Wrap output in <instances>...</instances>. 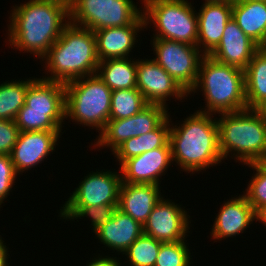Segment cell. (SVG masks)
<instances>
[{
    "label": "cell",
    "mask_w": 266,
    "mask_h": 266,
    "mask_svg": "<svg viewBox=\"0 0 266 266\" xmlns=\"http://www.w3.org/2000/svg\"><path fill=\"white\" fill-rule=\"evenodd\" d=\"M12 10L7 41L41 60L70 23L69 0H29Z\"/></svg>",
    "instance_id": "cell-1"
},
{
    "label": "cell",
    "mask_w": 266,
    "mask_h": 266,
    "mask_svg": "<svg viewBox=\"0 0 266 266\" xmlns=\"http://www.w3.org/2000/svg\"><path fill=\"white\" fill-rule=\"evenodd\" d=\"M213 115L196 110L184 119L183 124L170 127L172 160L186 173H198L223 160L219 147L218 118Z\"/></svg>",
    "instance_id": "cell-2"
},
{
    "label": "cell",
    "mask_w": 266,
    "mask_h": 266,
    "mask_svg": "<svg viewBox=\"0 0 266 266\" xmlns=\"http://www.w3.org/2000/svg\"><path fill=\"white\" fill-rule=\"evenodd\" d=\"M44 60L47 74L51 73L49 77H42L45 80L65 84L95 74L99 59L94 32L69 23L59 39L50 47L42 61Z\"/></svg>",
    "instance_id": "cell-3"
},
{
    "label": "cell",
    "mask_w": 266,
    "mask_h": 266,
    "mask_svg": "<svg viewBox=\"0 0 266 266\" xmlns=\"http://www.w3.org/2000/svg\"><path fill=\"white\" fill-rule=\"evenodd\" d=\"M201 89L206 108L197 111L220 114L247 109L244 70L220 63L205 55L200 63L197 82L191 92ZM207 110V111H206Z\"/></svg>",
    "instance_id": "cell-4"
},
{
    "label": "cell",
    "mask_w": 266,
    "mask_h": 266,
    "mask_svg": "<svg viewBox=\"0 0 266 266\" xmlns=\"http://www.w3.org/2000/svg\"><path fill=\"white\" fill-rule=\"evenodd\" d=\"M220 114L217 124L223 159L231 152V158L247 165L266 154V122L255 109Z\"/></svg>",
    "instance_id": "cell-5"
},
{
    "label": "cell",
    "mask_w": 266,
    "mask_h": 266,
    "mask_svg": "<svg viewBox=\"0 0 266 266\" xmlns=\"http://www.w3.org/2000/svg\"><path fill=\"white\" fill-rule=\"evenodd\" d=\"M112 90L97 73L65 83V117L103 130L109 121Z\"/></svg>",
    "instance_id": "cell-6"
},
{
    "label": "cell",
    "mask_w": 266,
    "mask_h": 266,
    "mask_svg": "<svg viewBox=\"0 0 266 266\" xmlns=\"http://www.w3.org/2000/svg\"><path fill=\"white\" fill-rule=\"evenodd\" d=\"M143 4L145 27L152 22L157 30L152 38L197 46V13L191 3L187 0H149Z\"/></svg>",
    "instance_id": "cell-7"
},
{
    "label": "cell",
    "mask_w": 266,
    "mask_h": 266,
    "mask_svg": "<svg viewBox=\"0 0 266 266\" xmlns=\"http://www.w3.org/2000/svg\"><path fill=\"white\" fill-rule=\"evenodd\" d=\"M133 2V0H69V20L76 26L92 31L131 25L142 14V10Z\"/></svg>",
    "instance_id": "cell-8"
},
{
    "label": "cell",
    "mask_w": 266,
    "mask_h": 266,
    "mask_svg": "<svg viewBox=\"0 0 266 266\" xmlns=\"http://www.w3.org/2000/svg\"><path fill=\"white\" fill-rule=\"evenodd\" d=\"M153 60L159 64L189 95L199 74L200 63L205 54L198 46L186 43L154 38L152 41Z\"/></svg>",
    "instance_id": "cell-9"
},
{
    "label": "cell",
    "mask_w": 266,
    "mask_h": 266,
    "mask_svg": "<svg viewBox=\"0 0 266 266\" xmlns=\"http://www.w3.org/2000/svg\"><path fill=\"white\" fill-rule=\"evenodd\" d=\"M167 107L148 104L136 115L129 118L109 120L94 147H110L112 152L124 141L155 130L167 117Z\"/></svg>",
    "instance_id": "cell-10"
},
{
    "label": "cell",
    "mask_w": 266,
    "mask_h": 266,
    "mask_svg": "<svg viewBox=\"0 0 266 266\" xmlns=\"http://www.w3.org/2000/svg\"><path fill=\"white\" fill-rule=\"evenodd\" d=\"M182 208L162 197L144 223L143 233L163 243L185 240L190 233V216Z\"/></svg>",
    "instance_id": "cell-11"
},
{
    "label": "cell",
    "mask_w": 266,
    "mask_h": 266,
    "mask_svg": "<svg viewBox=\"0 0 266 266\" xmlns=\"http://www.w3.org/2000/svg\"><path fill=\"white\" fill-rule=\"evenodd\" d=\"M121 173L96 171L87 174L63 206L118 205Z\"/></svg>",
    "instance_id": "cell-12"
},
{
    "label": "cell",
    "mask_w": 266,
    "mask_h": 266,
    "mask_svg": "<svg viewBox=\"0 0 266 266\" xmlns=\"http://www.w3.org/2000/svg\"><path fill=\"white\" fill-rule=\"evenodd\" d=\"M137 89L148 104L167 106L166 100L175 96L176 100L188 94L153 59H137ZM186 96V97H185Z\"/></svg>",
    "instance_id": "cell-13"
},
{
    "label": "cell",
    "mask_w": 266,
    "mask_h": 266,
    "mask_svg": "<svg viewBox=\"0 0 266 266\" xmlns=\"http://www.w3.org/2000/svg\"><path fill=\"white\" fill-rule=\"evenodd\" d=\"M172 160L171 146L168 142L164 147L142 153L125 160L121 166V179L124 183L159 185L160 177L170 167Z\"/></svg>",
    "instance_id": "cell-14"
},
{
    "label": "cell",
    "mask_w": 266,
    "mask_h": 266,
    "mask_svg": "<svg viewBox=\"0 0 266 266\" xmlns=\"http://www.w3.org/2000/svg\"><path fill=\"white\" fill-rule=\"evenodd\" d=\"M61 131L20 132L10 157L17 174L42 163L58 145Z\"/></svg>",
    "instance_id": "cell-15"
},
{
    "label": "cell",
    "mask_w": 266,
    "mask_h": 266,
    "mask_svg": "<svg viewBox=\"0 0 266 266\" xmlns=\"http://www.w3.org/2000/svg\"><path fill=\"white\" fill-rule=\"evenodd\" d=\"M65 84L34 78L25 96V105L19 111L47 112L61 129L65 117Z\"/></svg>",
    "instance_id": "cell-16"
},
{
    "label": "cell",
    "mask_w": 266,
    "mask_h": 266,
    "mask_svg": "<svg viewBox=\"0 0 266 266\" xmlns=\"http://www.w3.org/2000/svg\"><path fill=\"white\" fill-rule=\"evenodd\" d=\"M260 47L231 18L218 46L209 54L216 61L245 69Z\"/></svg>",
    "instance_id": "cell-17"
},
{
    "label": "cell",
    "mask_w": 266,
    "mask_h": 266,
    "mask_svg": "<svg viewBox=\"0 0 266 266\" xmlns=\"http://www.w3.org/2000/svg\"><path fill=\"white\" fill-rule=\"evenodd\" d=\"M255 220L259 221L260 217L249 204L247 198L244 195L234 197L225 201L221 206L213 223L211 238L223 240L228 237H236Z\"/></svg>",
    "instance_id": "cell-18"
},
{
    "label": "cell",
    "mask_w": 266,
    "mask_h": 266,
    "mask_svg": "<svg viewBox=\"0 0 266 266\" xmlns=\"http://www.w3.org/2000/svg\"><path fill=\"white\" fill-rule=\"evenodd\" d=\"M200 9L196 12L197 46L205 55H209L220 43L226 23L232 18V4L205 1Z\"/></svg>",
    "instance_id": "cell-19"
},
{
    "label": "cell",
    "mask_w": 266,
    "mask_h": 266,
    "mask_svg": "<svg viewBox=\"0 0 266 266\" xmlns=\"http://www.w3.org/2000/svg\"><path fill=\"white\" fill-rule=\"evenodd\" d=\"M144 17L141 14L131 25L99 29L94 32L96 53L99 61L116 58H128L134 44L138 42L136 35L144 29Z\"/></svg>",
    "instance_id": "cell-20"
},
{
    "label": "cell",
    "mask_w": 266,
    "mask_h": 266,
    "mask_svg": "<svg viewBox=\"0 0 266 266\" xmlns=\"http://www.w3.org/2000/svg\"><path fill=\"white\" fill-rule=\"evenodd\" d=\"M161 199L160 185L121 182L117 208L143 226Z\"/></svg>",
    "instance_id": "cell-21"
},
{
    "label": "cell",
    "mask_w": 266,
    "mask_h": 266,
    "mask_svg": "<svg viewBox=\"0 0 266 266\" xmlns=\"http://www.w3.org/2000/svg\"><path fill=\"white\" fill-rule=\"evenodd\" d=\"M94 233L110 250L122 252L124 255L125 251L143 234V226L116 208L112 218Z\"/></svg>",
    "instance_id": "cell-22"
},
{
    "label": "cell",
    "mask_w": 266,
    "mask_h": 266,
    "mask_svg": "<svg viewBox=\"0 0 266 266\" xmlns=\"http://www.w3.org/2000/svg\"><path fill=\"white\" fill-rule=\"evenodd\" d=\"M232 18L259 47H266V1L235 0Z\"/></svg>",
    "instance_id": "cell-23"
},
{
    "label": "cell",
    "mask_w": 266,
    "mask_h": 266,
    "mask_svg": "<svg viewBox=\"0 0 266 266\" xmlns=\"http://www.w3.org/2000/svg\"><path fill=\"white\" fill-rule=\"evenodd\" d=\"M170 120L169 114L155 130L138 137L129 138L119 145L112 153L117 158L119 165L131 157L164 147L169 142Z\"/></svg>",
    "instance_id": "cell-24"
},
{
    "label": "cell",
    "mask_w": 266,
    "mask_h": 266,
    "mask_svg": "<svg viewBox=\"0 0 266 266\" xmlns=\"http://www.w3.org/2000/svg\"><path fill=\"white\" fill-rule=\"evenodd\" d=\"M116 58L99 61L97 75L112 90L137 88V60Z\"/></svg>",
    "instance_id": "cell-25"
},
{
    "label": "cell",
    "mask_w": 266,
    "mask_h": 266,
    "mask_svg": "<svg viewBox=\"0 0 266 266\" xmlns=\"http://www.w3.org/2000/svg\"><path fill=\"white\" fill-rule=\"evenodd\" d=\"M247 108L255 109L266 99V47H260L244 69Z\"/></svg>",
    "instance_id": "cell-26"
},
{
    "label": "cell",
    "mask_w": 266,
    "mask_h": 266,
    "mask_svg": "<svg viewBox=\"0 0 266 266\" xmlns=\"http://www.w3.org/2000/svg\"><path fill=\"white\" fill-rule=\"evenodd\" d=\"M33 80H11L0 85V120H15L18 111L25 105L26 92Z\"/></svg>",
    "instance_id": "cell-27"
},
{
    "label": "cell",
    "mask_w": 266,
    "mask_h": 266,
    "mask_svg": "<svg viewBox=\"0 0 266 266\" xmlns=\"http://www.w3.org/2000/svg\"><path fill=\"white\" fill-rule=\"evenodd\" d=\"M147 105L137 88L112 91L109 120L129 118Z\"/></svg>",
    "instance_id": "cell-28"
},
{
    "label": "cell",
    "mask_w": 266,
    "mask_h": 266,
    "mask_svg": "<svg viewBox=\"0 0 266 266\" xmlns=\"http://www.w3.org/2000/svg\"><path fill=\"white\" fill-rule=\"evenodd\" d=\"M162 243L143 233L124 254L130 266H154Z\"/></svg>",
    "instance_id": "cell-29"
},
{
    "label": "cell",
    "mask_w": 266,
    "mask_h": 266,
    "mask_svg": "<svg viewBox=\"0 0 266 266\" xmlns=\"http://www.w3.org/2000/svg\"><path fill=\"white\" fill-rule=\"evenodd\" d=\"M118 205H105L100 206H63L60 209V217L63 219H82L81 217H90L91 225L93 226V231L102 227L107 223Z\"/></svg>",
    "instance_id": "cell-30"
},
{
    "label": "cell",
    "mask_w": 266,
    "mask_h": 266,
    "mask_svg": "<svg viewBox=\"0 0 266 266\" xmlns=\"http://www.w3.org/2000/svg\"><path fill=\"white\" fill-rule=\"evenodd\" d=\"M247 165L256 172L249 181V185L243 195L260 217L266 212V173L256 163Z\"/></svg>",
    "instance_id": "cell-31"
},
{
    "label": "cell",
    "mask_w": 266,
    "mask_h": 266,
    "mask_svg": "<svg viewBox=\"0 0 266 266\" xmlns=\"http://www.w3.org/2000/svg\"><path fill=\"white\" fill-rule=\"evenodd\" d=\"M186 240L161 244L154 266H190V251Z\"/></svg>",
    "instance_id": "cell-32"
},
{
    "label": "cell",
    "mask_w": 266,
    "mask_h": 266,
    "mask_svg": "<svg viewBox=\"0 0 266 266\" xmlns=\"http://www.w3.org/2000/svg\"><path fill=\"white\" fill-rule=\"evenodd\" d=\"M15 123L20 132L62 130L49 116H47V112L18 111Z\"/></svg>",
    "instance_id": "cell-33"
},
{
    "label": "cell",
    "mask_w": 266,
    "mask_h": 266,
    "mask_svg": "<svg viewBox=\"0 0 266 266\" xmlns=\"http://www.w3.org/2000/svg\"><path fill=\"white\" fill-rule=\"evenodd\" d=\"M17 175L10 155L0 154V205L12 191Z\"/></svg>",
    "instance_id": "cell-34"
},
{
    "label": "cell",
    "mask_w": 266,
    "mask_h": 266,
    "mask_svg": "<svg viewBox=\"0 0 266 266\" xmlns=\"http://www.w3.org/2000/svg\"><path fill=\"white\" fill-rule=\"evenodd\" d=\"M19 133L15 120H0V154L10 155Z\"/></svg>",
    "instance_id": "cell-35"
},
{
    "label": "cell",
    "mask_w": 266,
    "mask_h": 266,
    "mask_svg": "<svg viewBox=\"0 0 266 266\" xmlns=\"http://www.w3.org/2000/svg\"><path fill=\"white\" fill-rule=\"evenodd\" d=\"M117 257H109V256H98L92 260V262L87 263V266H121L119 260L116 259ZM119 262V263H118Z\"/></svg>",
    "instance_id": "cell-36"
},
{
    "label": "cell",
    "mask_w": 266,
    "mask_h": 266,
    "mask_svg": "<svg viewBox=\"0 0 266 266\" xmlns=\"http://www.w3.org/2000/svg\"><path fill=\"white\" fill-rule=\"evenodd\" d=\"M7 250L8 249L6 248V245H4V241L1 239L0 240V266H9L7 261L9 258L8 256L10 255Z\"/></svg>",
    "instance_id": "cell-37"
},
{
    "label": "cell",
    "mask_w": 266,
    "mask_h": 266,
    "mask_svg": "<svg viewBox=\"0 0 266 266\" xmlns=\"http://www.w3.org/2000/svg\"><path fill=\"white\" fill-rule=\"evenodd\" d=\"M255 110L257 113L263 118V120L266 122V99L261 102Z\"/></svg>",
    "instance_id": "cell-38"
},
{
    "label": "cell",
    "mask_w": 266,
    "mask_h": 266,
    "mask_svg": "<svg viewBox=\"0 0 266 266\" xmlns=\"http://www.w3.org/2000/svg\"><path fill=\"white\" fill-rule=\"evenodd\" d=\"M256 164L266 173V154H264Z\"/></svg>",
    "instance_id": "cell-39"
},
{
    "label": "cell",
    "mask_w": 266,
    "mask_h": 266,
    "mask_svg": "<svg viewBox=\"0 0 266 266\" xmlns=\"http://www.w3.org/2000/svg\"><path fill=\"white\" fill-rule=\"evenodd\" d=\"M261 223L264 224V226H266V212L263 213L261 216H260V220H259Z\"/></svg>",
    "instance_id": "cell-40"
},
{
    "label": "cell",
    "mask_w": 266,
    "mask_h": 266,
    "mask_svg": "<svg viewBox=\"0 0 266 266\" xmlns=\"http://www.w3.org/2000/svg\"><path fill=\"white\" fill-rule=\"evenodd\" d=\"M205 1H213V2H228V3H233L235 0H205Z\"/></svg>",
    "instance_id": "cell-41"
}]
</instances>
